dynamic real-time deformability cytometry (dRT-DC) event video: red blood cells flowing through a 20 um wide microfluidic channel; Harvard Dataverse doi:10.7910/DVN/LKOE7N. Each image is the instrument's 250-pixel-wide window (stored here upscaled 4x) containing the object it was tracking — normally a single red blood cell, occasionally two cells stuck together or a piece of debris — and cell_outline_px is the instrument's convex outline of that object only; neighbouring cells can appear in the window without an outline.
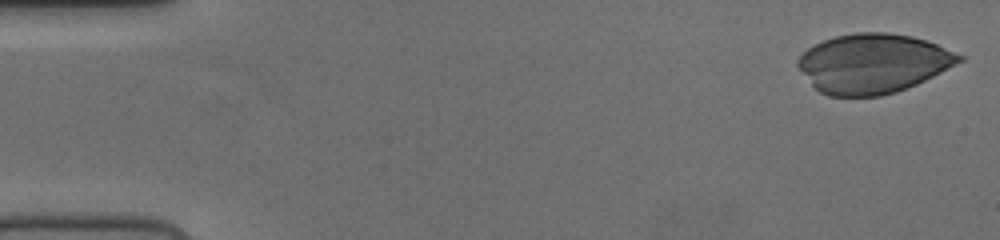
{"species": "human", "species_latin": "Homo sapiens", "temperature_condition": "cold", "stored_images_in_passage": 42, "camera_frame_rate_fps": 3000, "um_per_image_px": 0.085, "donor": {"sex": "female"}, "frame": {"image": 1, "passage_image": 1, "time_ms": 0.0, "image_size_px": [1000, 240], "cell_outline_px": [[964, 60], [916, 84], [896, 92], [880, 96], [828, 96], [820, 92], [812, 84], [796, 64], [796, 60], [808, 48], [824, 40], [836, 36], [856, 32], [888, 32], [912, 36], [936, 44], [964, 56]], "centroid_in_image_um": [74.2, 5.39], "position_along_channel_um": 10.8, "area_um2": 55.37}}
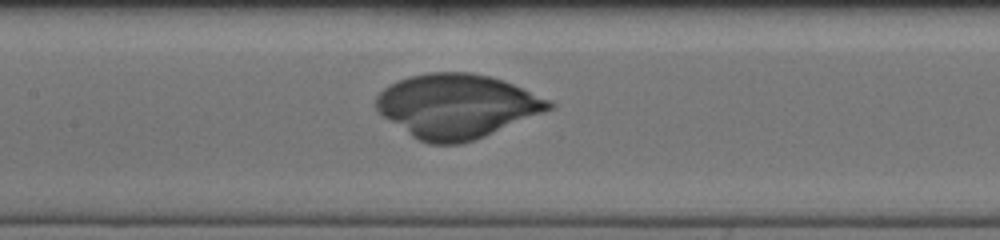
{"frame": {"image": 2, "passage_image": 24, "time_ms": 7.667, "image_size_px": [1000, 240], "cell_outline_px": [[556, 104], [552, 108], [544, 112], [484, 136], [460, 144], [428, 144], [412, 136], [384, 116], [376, 108], [376, 96], [388, 84], [408, 76], [432, 72], [468, 72], [488, 76], [512, 84], [552, 100]], "centroid_in_image_um": [38.82, 9.0], "position_along_channel_um": 168.6, "area_um2": 63.87}}
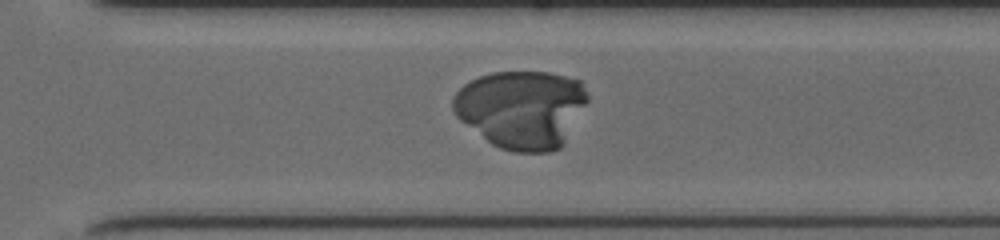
{"frame": {"image": 3, "passage_image": 36, "time_ms": 11.667, "image_size_px": [1000, 240], "cell_outline_px": [[588, 100], [560, 148], [548, 152], [516, 152], [500, 148], [492, 144], [460, 120], [456, 116], [452, 108], [452, 96], [464, 84], [480, 76], [492, 72], [548, 72], [580, 80], [588, 96]], "centroid_in_image_um": [44.31, 9.26], "position_along_channel_um": 326.3, "area_um2": 60.92}}